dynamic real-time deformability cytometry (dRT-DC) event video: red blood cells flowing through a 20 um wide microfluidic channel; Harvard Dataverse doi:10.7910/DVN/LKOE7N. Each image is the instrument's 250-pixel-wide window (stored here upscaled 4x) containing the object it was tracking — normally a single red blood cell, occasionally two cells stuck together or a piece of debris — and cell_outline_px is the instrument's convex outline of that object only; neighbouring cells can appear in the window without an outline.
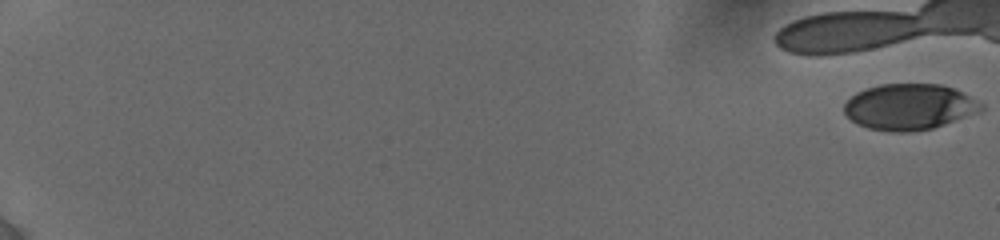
{"species": "human", "species_latin": "Homo sapiens", "temperature_condition": "cold", "stored_images_in_passage": 15, "camera_frame_rate_fps": 3000, "um_per_image_px": 0.085, "donor": {"sex": "female"}, "frame": {"image": 1, "passage_image": 1, "time_ms": 0.0, "image_size_px": [1000, 240], "cell_outline_px": [[984, 108], [980, 112], [932, 128], [908, 132], [888, 132], [868, 128], [852, 120], [844, 112], [844, 104], [856, 92], [880, 84], [940, 84], [952, 88], [984, 104]], "centroid_in_image_um": [77.29, 9.09], "position_along_channel_um": 7.7, "area_um2": 36.41}}